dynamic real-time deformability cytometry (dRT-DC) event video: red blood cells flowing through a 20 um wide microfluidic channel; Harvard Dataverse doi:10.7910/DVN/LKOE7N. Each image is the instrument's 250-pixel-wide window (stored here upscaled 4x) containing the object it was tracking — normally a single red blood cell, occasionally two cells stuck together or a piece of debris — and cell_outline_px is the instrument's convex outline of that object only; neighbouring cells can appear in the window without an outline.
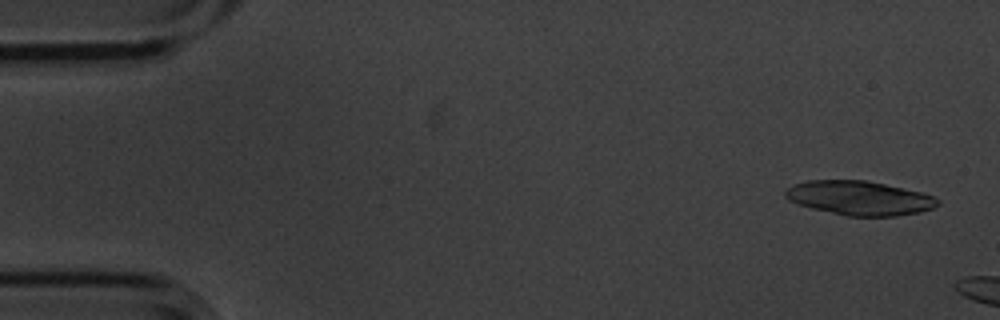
{"species": "common noctule bat (a hibernating species)", "species_latin": "Nyctalus noctula", "temperature_condition": "cold", "stored_images_in_passage": 6, "segment_of_instrument_passage": [2, 2], "camera_frame_rate_fps": 3000, "um_per_image_px": 0.085, "animal": {"sex": "male", "body_mass_g": 20.1, "forearm_length_mm": 53.5}, "frame": {"image": 1, "passage_image": 6, "time_ms": 1.667, "image_size_px": [1000, 320], "cell_outline_px": [[940, 204], [932, 208], [920, 212], [896, 216], [848, 216], [812, 208], [788, 200], [784, 196], [784, 192], [792, 184], [808, 180], [864, 180], [884, 184], [920, 192], [936, 196], [940, 200]], "centroid_in_image_um": [73.06, 16.83], "position_along_channel_um": 11.9, "area_um2": 30.29}}